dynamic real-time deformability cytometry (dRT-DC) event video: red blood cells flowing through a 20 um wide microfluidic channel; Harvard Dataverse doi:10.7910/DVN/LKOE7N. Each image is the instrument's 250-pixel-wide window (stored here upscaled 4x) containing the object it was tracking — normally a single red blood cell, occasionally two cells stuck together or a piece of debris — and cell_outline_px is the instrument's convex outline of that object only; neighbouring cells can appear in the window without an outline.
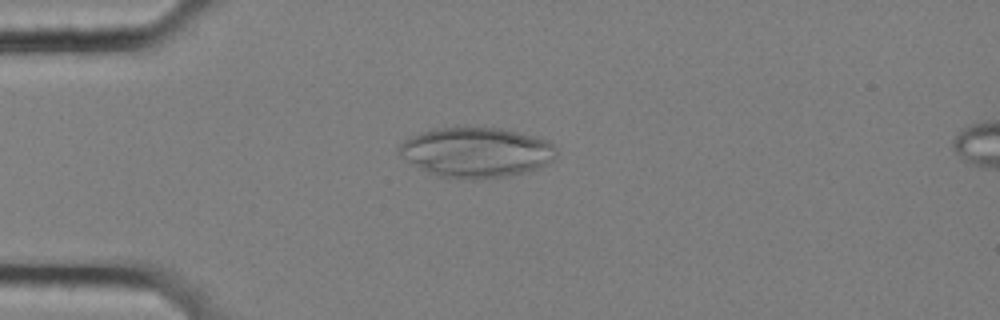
{"species": "common noctule bat (a hibernating species)", "species_latin": "Nyctalus noctula", "temperature_condition": "cold", "stored_images_in_passage": 55, "camera_frame_rate_fps": 3000, "um_per_image_px": 0.085, "animal": {"sex": "female", "body_mass_g": 25.1}, "frame": {"image": 1, "passage_image": 13, "time_ms": 4.0, "image_size_px": [1000, 320], "cell_outline_px": [[556, 156], [548, 164], [524, 172], [508, 176], [440, 176], [428, 172], [400, 156], [400, 144], [404, 140], [412, 136], [424, 132], [440, 128], [464, 124], [500, 128], [536, 136], [548, 140], [556, 148]], "centroid_in_image_um": [40.52, 12.87], "position_along_channel_um": 44.5, "area_um2": 45.26}}
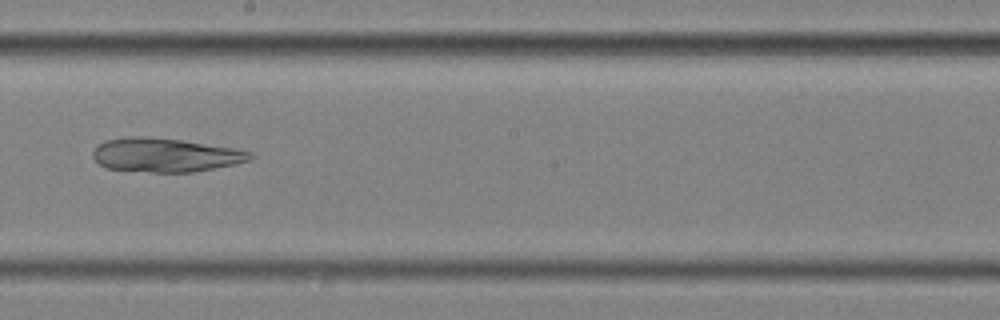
{"frame": {"image": 2, "passage_image": 31, "time_ms": 10.0, "image_size_px": [1000, 320], "cell_outline_px": [[252, 160], [236, 164], [192, 172], [152, 172], [108, 168], [100, 164], [92, 156], [92, 152], [104, 140], [128, 136], [144, 136], [180, 140], [232, 148], [252, 152]], "centroid_in_image_um": [14.04, 13.17], "position_along_channel_um": 234.2, "area_um2": 30.75}}
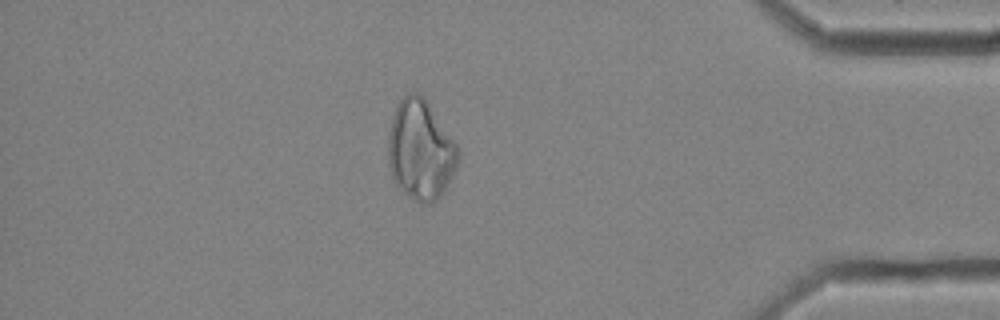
{"frame": {"image": 3, "passage_image": 48, "time_ms": 15.667, "image_size_px": [1000, 320], "cell_outline_px": [[460, 152], [456, 168], [440, 196], [432, 204], [420, 204], [408, 196], [396, 184], [392, 176], [388, 164], [388, 132], [392, 116], [400, 100], [408, 92], [420, 92], [424, 96], [456, 144]], "centroid_in_image_um": [35.73, 12.74], "position_along_channel_um": 399.5, "area_um2": 40.75}}